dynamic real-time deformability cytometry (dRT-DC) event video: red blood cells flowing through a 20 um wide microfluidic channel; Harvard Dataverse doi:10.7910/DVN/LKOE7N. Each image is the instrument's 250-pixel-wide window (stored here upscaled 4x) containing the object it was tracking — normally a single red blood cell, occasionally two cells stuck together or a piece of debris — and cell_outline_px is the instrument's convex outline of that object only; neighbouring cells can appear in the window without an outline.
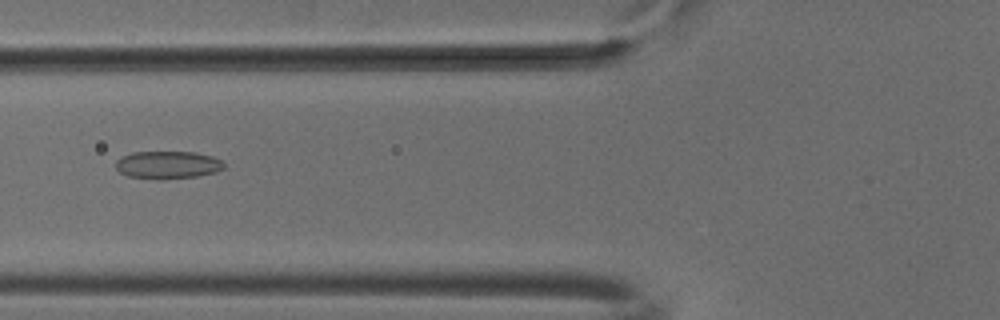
{"species": "common noctule bat (a hibernating species)", "species_latin": "Nyctalus noctula", "temperature_condition": "cold", "stored_images_in_passage": 46, "camera_frame_rate_fps": 3000, "um_per_image_px": 0.085, "animal": {"sex": "male", "body_mass_g": 18.8}, "frame": {"image": 1, "passage_image": 20, "time_ms": 6.333, "image_size_px": [1000, 320], "cell_outline_px": [[224, 168], [216, 172], [196, 176], [160, 180], [156, 180], [128, 176], [120, 172], [116, 168], [116, 160], [120, 156], [132, 152], [196, 152], [212, 156], [220, 160], [224, 164]], "centroid_in_image_um": [14.22, 14.02], "position_along_channel_um": 111.6, "area_um2": 17.63}}
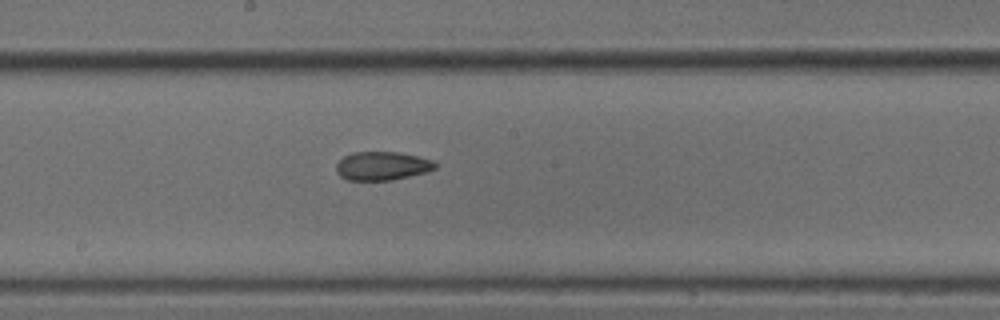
{"frame": {"image": 2, "passage_image": 28, "time_ms": 9.0, "image_size_px": [1000, 320], "cell_outline_px": [[436, 168], [428, 172], [392, 180], [348, 180], [340, 176], [336, 172], [336, 164], [344, 156], [352, 152], [400, 152], [432, 160], [436, 164]], "centroid_in_image_um": [32.48, 14.1], "position_along_channel_um": 215.7, "area_um2": 16.53}}
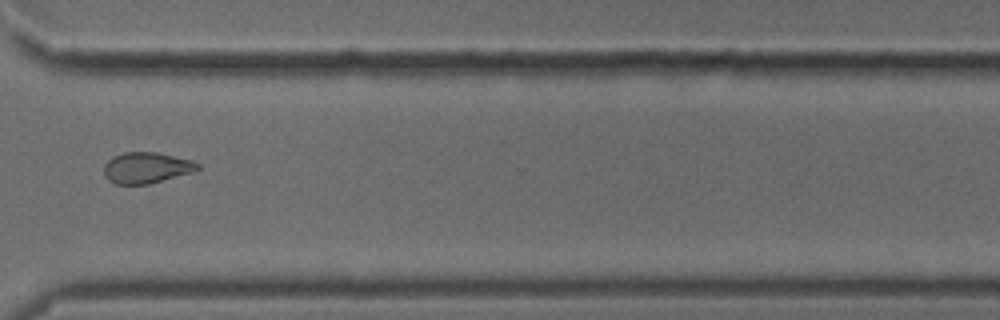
{"frame": {"image": 3, "passage_image": 39, "time_ms": 12.667, "image_size_px": [1000, 320], "cell_outline_px": [[200, 168], [192, 172], [148, 184], [116, 184], [108, 180], [104, 176], [104, 164], [112, 156], [124, 152], [156, 152], [192, 160], [200, 164]], "centroid_in_image_um": [12.42, 14.25], "position_along_channel_um": 358.2, "area_um2": 16.94}, "authors_computed_cell_mechanics": {"area_um2": 16.9932, "velocity_mm_per_s": 3.8845, "shape_relaxation_time_tau1_ms": null, "shape_relaxation_time_tau2_ms": 2.3447, "deformation_change_tau1": null, "deformation_change_tau2": 0.0831}}